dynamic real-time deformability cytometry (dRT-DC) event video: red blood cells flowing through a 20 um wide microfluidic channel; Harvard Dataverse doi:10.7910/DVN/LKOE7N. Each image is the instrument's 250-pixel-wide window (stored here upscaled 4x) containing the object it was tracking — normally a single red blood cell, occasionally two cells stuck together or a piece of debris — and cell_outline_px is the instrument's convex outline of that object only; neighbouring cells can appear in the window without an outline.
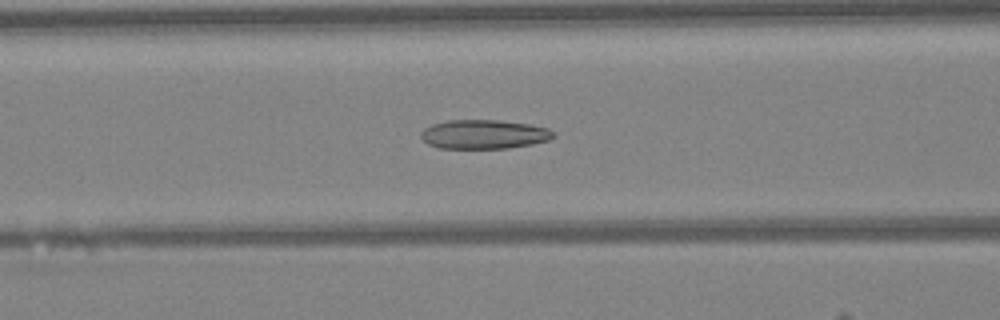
{"species": "Egyptian fruit bat (a non-hibernating species)", "species_latin": "Rousettus aegyptiacus", "temperature_condition": "warm", "stored_images_in_passage": 49, "camera_frame_rate_fps": 3000, "um_per_image_px": 0.085, "animal": {"sex": "female"}, "frame": {"image": 1, "passage_image": 20, "time_ms": 6.333, "image_size_px": [1000, 320], "cell_outline_px": [[552, 136], [548, 140], [532, 144], [508, 148], [440, 148], [428, 144], [420, 136], [420, 132], [424, 128], [432, 124], [448, 120], [500, 120], [528, 124], [548, 128], [552, 132]], "centroid_in_image_um": [41.08, 11.41], "position_along_channel_um": 125.5, "area_um2": 22.31}}
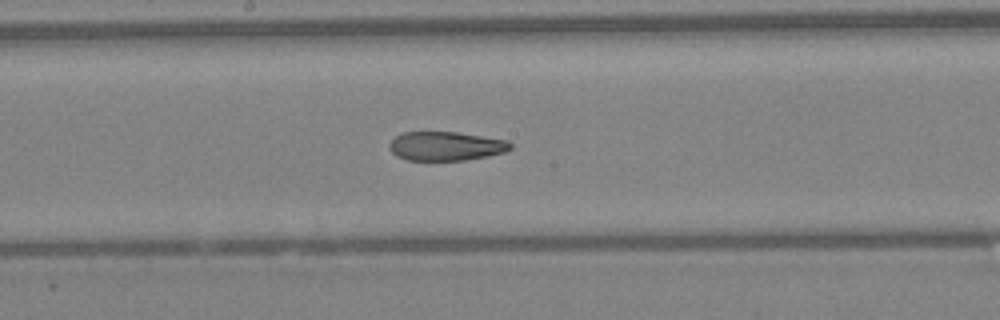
{"frame": {"image": 2, "passage_image": 26, "time_ms": 8.333, "image_size_px": [1000, 320], "cell_outline_px": [[512, 148], [504, 152], [488, 156], [464, 160], [408, 160], [396, 156], [388, 148], [388, 144], [400, 132], [456, 132], [508, 140], [512, 144]], "centroid_in_image_um": [37.88, 12.41], "position_along_channel_um": 210.3, "area_um2": 20.52}}
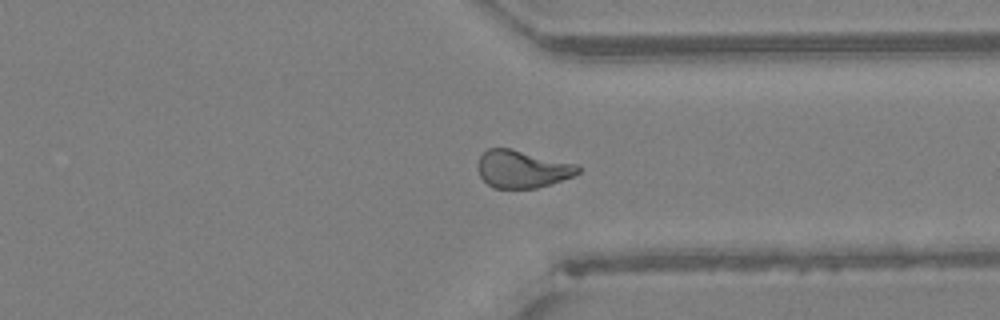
{"frame": {"image": 3, "passage_image": 37, "time_ms": 12.0, "image_size_px": [1000, 320], "cell_outline_px": [[580, 172], [572, 176], [536, 188], [492, 188], [480, 176], [476, 164], [480, 156], [488, 148], [512, 148], [576, 164], [580, 168]], "centroid_in_image_um": [44.35, 14.36], "position_along_channel_um": 367.1, "area_um2": 21.85}, "authors_computed_cell_mechanics": {"area_um2": 22.4264, "velocity_mm_per_s": 4.2622, "shape_relaxation_time_tau1_ms": null, "shape_relaxation_time_tau2_ms": 2.5852, "deformation_change_tau1": null, "deformation_change_tau2": 0.1008}}